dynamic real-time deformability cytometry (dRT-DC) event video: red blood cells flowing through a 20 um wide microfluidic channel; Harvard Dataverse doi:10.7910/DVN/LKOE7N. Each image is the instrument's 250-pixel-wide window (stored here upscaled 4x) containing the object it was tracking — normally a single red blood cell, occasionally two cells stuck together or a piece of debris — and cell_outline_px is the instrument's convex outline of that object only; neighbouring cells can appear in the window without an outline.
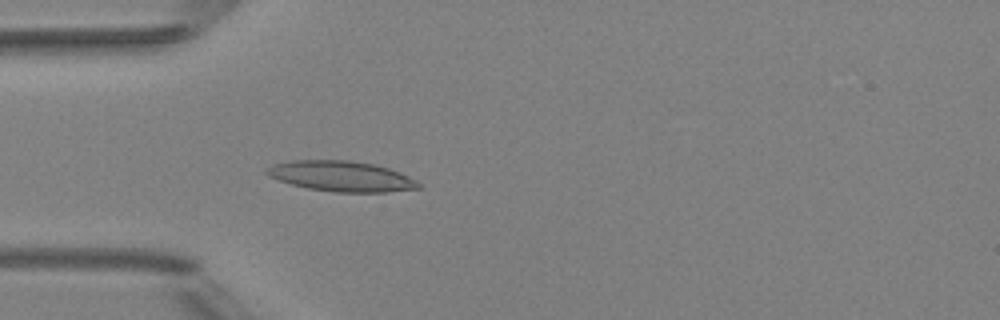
{"species": "Egyptian fruit bat (a non-hibernating species)", "species_latin": "Rousettus aegyptiacus", "temperature_condition": "room temperature", "stored_images_in_passage": 5, "camera_frame_rate_fps": 3000, "um_per_image_px": 0.085, "animal": {"sex": "female"}, "frame": {"image": 1, "passage_image": 5, "time_ms": 4.333, "image_size_px": [1000, 320], "cell_outline_px": [[420, 188], [388, 192], [336, 192], [308, 188], [292, 184], [268, 176], [264, 172], [264, 168], [272, 164], [292, 160], [348, 160], [376, 164], [400, 172], [416, 180], [420, 184]], "centroid_in_image_um": [28.99, 14.97], "position_along_channel_um": 56.0, "area_um2": 26.99}}